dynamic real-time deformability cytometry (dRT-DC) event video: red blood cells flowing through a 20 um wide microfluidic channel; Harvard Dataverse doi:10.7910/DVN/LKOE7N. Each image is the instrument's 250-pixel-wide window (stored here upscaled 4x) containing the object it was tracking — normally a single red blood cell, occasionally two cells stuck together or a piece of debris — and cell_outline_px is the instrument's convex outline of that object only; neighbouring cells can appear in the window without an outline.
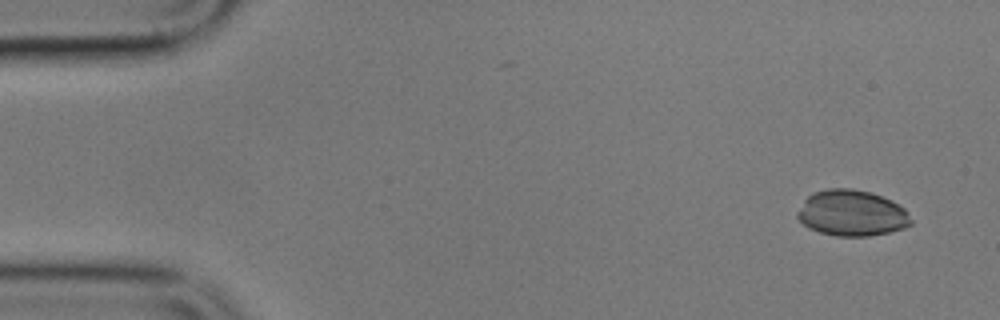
{"species": "common noctule bat (a hibernating species)", "species_latin": "Nyctalus noctula", "temperature_condition": "cold", "stored_images_in_passage": 6, "camera_frame_rate_fps": 3000, "um_per_image_px": 0.085, "animal": {"sex": "male", "body_mass_g": 17.9}, "frame": {"image": 1, "passage_image": 1, "time_ms": 0.0, "image_size_px": [1000, 320], "cell_outline_px": [[912, 224], [904, 228], [888, 232], [868, 236], [836, 236], [820, 232], [808, 228], [796, 216], [796, 212], [804, 200], [812, 192], [828, 188], [852, 188], [872, 192], [892, 200], [904, 208], [912, 220]], "centroid_in_image_um": [72.39, 18.1], "position_along_channel_um": 12.6, "area_um2": 30.63}}
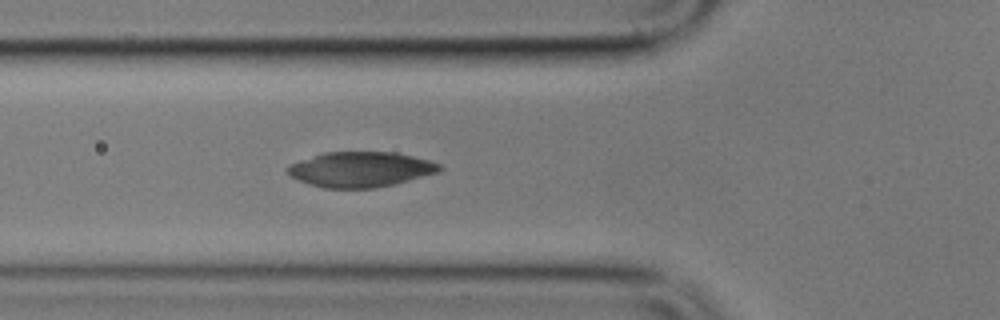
{"frame": {"image": 2, "passage_image": 6, "time_ms": 5.667, "image_size_px": [1000, 320], "cell_outline_px": [[444, 168], [440, 172], [376, 188], [324, 188], [308, 184], [292, 176], [288, 172], [288, 164], [324, 152], [396, 152], [428, 160], [440, 164]], "centroid_in_image_um": [30.66, 14.39], "position_along_channel_um": 95.1, "area_um2": 31.04}}